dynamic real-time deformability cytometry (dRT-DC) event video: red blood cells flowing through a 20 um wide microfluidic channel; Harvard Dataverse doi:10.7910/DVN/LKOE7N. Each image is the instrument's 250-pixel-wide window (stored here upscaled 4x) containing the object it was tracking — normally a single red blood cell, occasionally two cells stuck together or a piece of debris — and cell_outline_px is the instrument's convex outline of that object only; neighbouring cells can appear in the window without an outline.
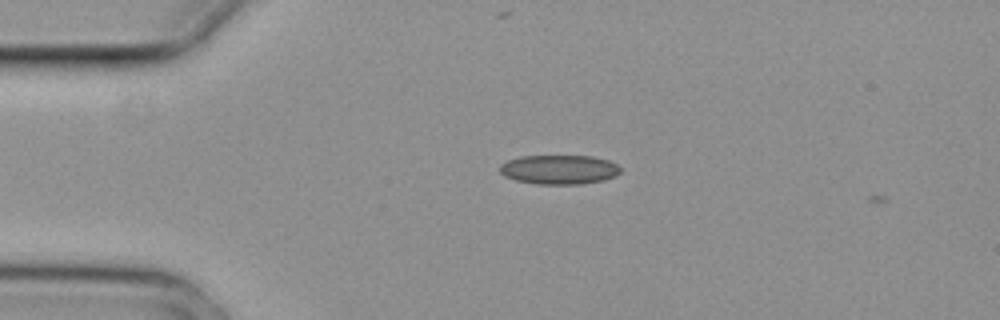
{"species": "common noctule bat (a hibernating species)", "species_latin": "Nyctalus noctula", "temperature_condition": "cold", "stored_images_in_passage": 3, "camera_frame_rate_fps": 3000, "um_per_image_px": 0.085, "animal": {"sex": "female", "body_mass_g": 29.2, "forearm_length_mm": 56.3}, "frame": {"image": 1, "passage_image": 2, "time_ms": 0.333, "image_size_px": [1000, 320], "cell_outline_px": [[620, 172], [616, 176], [604, 180], [580, 184], [536, 184], [516, 180], [504, 176], [500, 172], [500, 164], [508, 160], [520, 156], [592, 156], [608, 160], [616, 164], [620, 168]], "centroid_in_image_um": [47.52, 14.41], "position_along_channel_um": 37.5, "area_um2": 20.63}}